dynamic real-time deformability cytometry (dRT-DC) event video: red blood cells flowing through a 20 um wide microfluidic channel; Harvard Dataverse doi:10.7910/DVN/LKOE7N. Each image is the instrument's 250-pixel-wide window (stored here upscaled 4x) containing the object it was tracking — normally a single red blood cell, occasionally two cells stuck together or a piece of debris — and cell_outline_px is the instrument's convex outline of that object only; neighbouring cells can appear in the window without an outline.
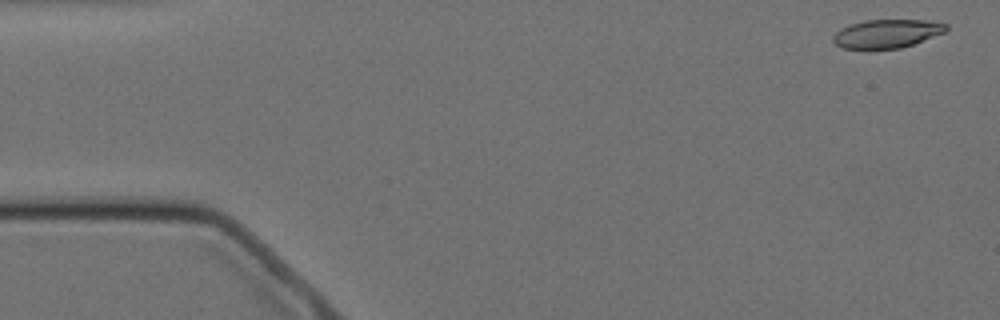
{"species": "Egyptian fruit bat (a non-hibernating species)", "species_latin": "Rousettus aegyptiacus", "temperature_condition": "cold", "stored_images_in_passage": 4, "camera_frame_rate_fps": 3000, "um_per_image_px": 0.085, "animal": {"sex": "female"}, "frame": {"image": 1, "passage_image": 1, "time_ms": 0.0, "image_size_px": [1000, 320], "cell_outline_px": [[948, 28], [944, 32], [912, 44], [900, 48], [844, 48], [836, 44], [832, 40], [832, 36], [840, 28], [864, 20], [924, 20], [948, 24]], "centroid_in_image_um": [75.36, 2.84], "position_along_channel_um": 9.6, "area_um2": 18.44}}
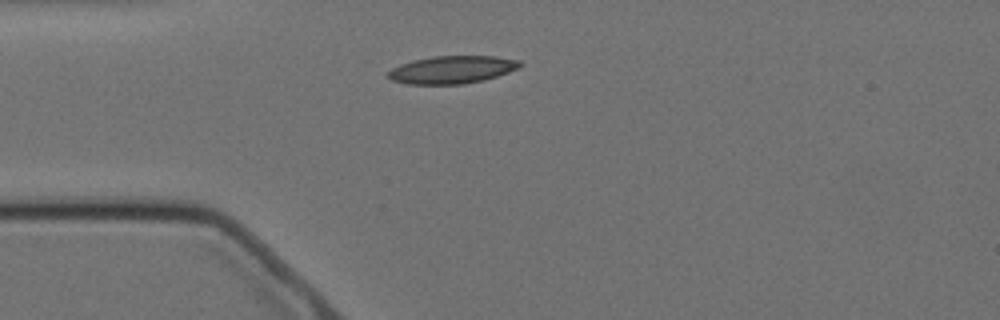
{"frame": {"image": 2, "passage_image": 4, "time_ms": 4.0, "image_size_px": [1000, 320], "cell_outline_px": [[524, 64], [520, 68], [484, 80], [464, 84], [408, 84], [392, 80], [388, 76], [388, 72], [392, 68], [400, 64], [412, 60], [432, 56], [496, 56], [520, 60]], "centroid_in_image_um": [38.46, 5.91], "position_along_channel_um": 46.5, "area_um2": 21.39}}